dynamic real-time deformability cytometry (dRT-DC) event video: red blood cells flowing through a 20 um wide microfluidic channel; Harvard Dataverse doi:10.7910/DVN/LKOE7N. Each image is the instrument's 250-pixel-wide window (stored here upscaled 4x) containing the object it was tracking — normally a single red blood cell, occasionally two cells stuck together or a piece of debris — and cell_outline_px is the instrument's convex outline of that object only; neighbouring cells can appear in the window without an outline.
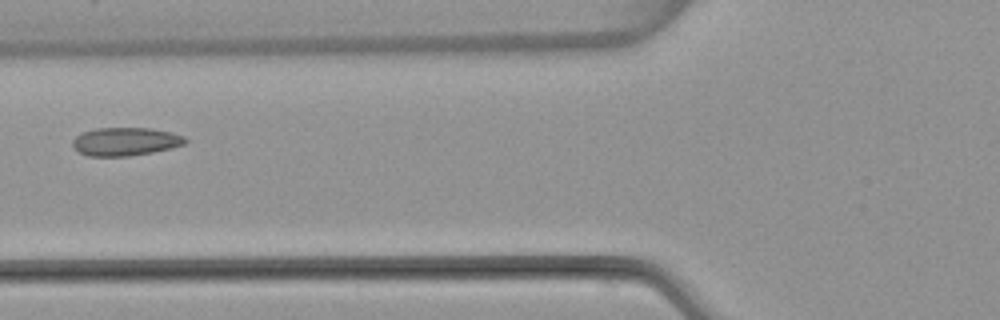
{"species": "common noctule bat (a hibernating species)", "species_latin": "Nyctalus noctula", "temperature_condition": "warm", "stored_images_in_passage": 4, "camera_frame_rate_fps": 3000, "um_per_image_px": 0.085, "animal": {"sex": "female", "body_mass_g": 22.7, "forearm_length_mm": 54.2}, "frame": {"image": 1, "passage_image": 3, "time_ms": 3.667, "image_size_px": [1000, 320], "cell_outline_px": [[188, 140], [184, 144], [172, 148], [152, 152], [128, 156], [88, 156], [80, 152], [72, 144], [72, 140], [76, 136], [84, 132], [96, 128], [148, 128], [172, 132], [184, 136]], "centroid_in_image_um": [10.68, 12.03], "position_along_channel_um": 115.1, "area_um2": 18.44}}
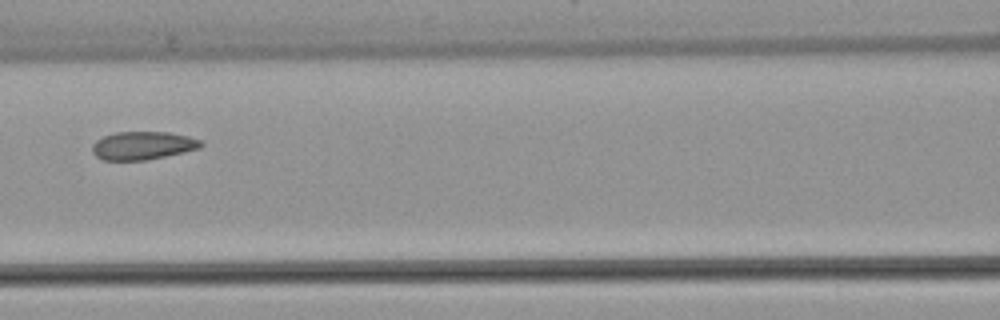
{"frame": {"image": 2, "passage_image": 4, "time_ms": 4.667, "image_size_px": [1000, 320], "cell_outline_px": [[204, 144], [200, 148], [184, 152], [144, 160], [104, 160], [96, 156], [92, 152], [92, 144], [96, 140], [104, 136], [116, 132], [168, 132], [188, 136], [200, 140]], "centroid_in_image_um": [12.13, 12.37], "position_along_channel_um": 154.5, "area_um2": 17.74}}